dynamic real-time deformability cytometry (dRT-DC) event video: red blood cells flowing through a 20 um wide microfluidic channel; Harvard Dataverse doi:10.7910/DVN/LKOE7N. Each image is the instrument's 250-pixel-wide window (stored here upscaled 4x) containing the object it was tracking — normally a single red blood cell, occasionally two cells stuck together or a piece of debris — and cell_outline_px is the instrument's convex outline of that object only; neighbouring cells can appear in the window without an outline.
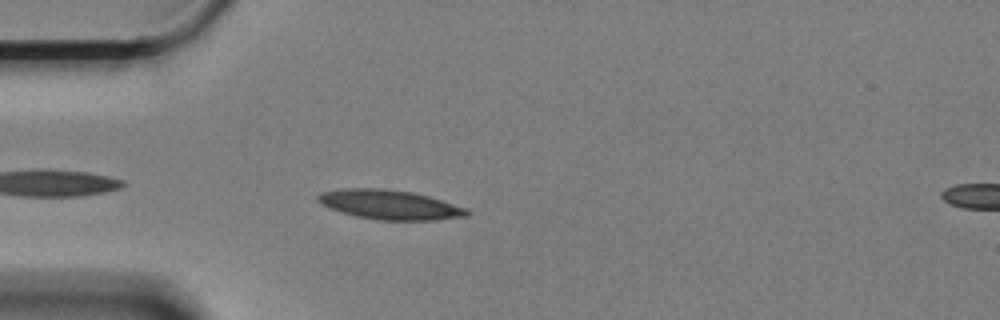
{"species": "Egyptian fruit bat (a non-hibernating species)", "species_latin": "Rousettus aegyptiacus", "temperature_condition": "cold", "stored_images_in_passage": 48, "camera_frame_rate_fps": 3000, "um_per_image_px": 0.085, "animal": {"sex": "female"}, "frame": {"image": 1, "passage_image": 4, "time_ms": 1.0, "image_size_px": [1000, 320], "cell_outline_px": [[472, 212], [468, 216], [436, 220], [376, 220], [356, 216], [340, 212], [328, 208], [320, 204], [316, 200], [316, 196], [320, 192], [344, 188], [380, 188], [412, 192], [428, 196], [468, 208]], "centroid_in_image_um": [33.11, 17.4], "position_along_channel_um": 51.9, "area_um2": 25.89}}
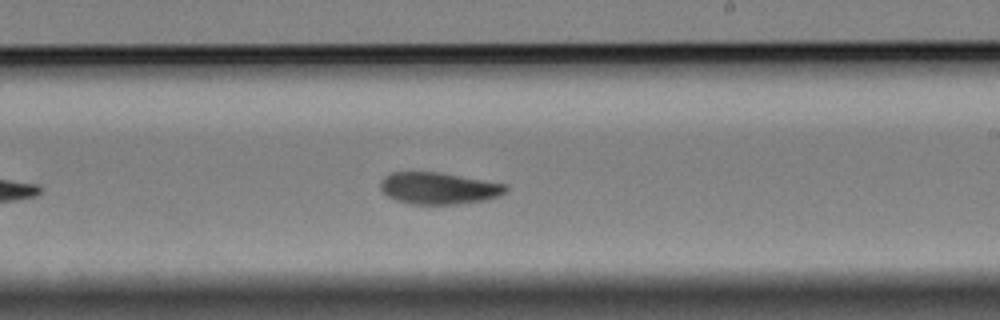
{"frame": {"image": 2, "passage_image": 23, "time_ms": 7.333, "image_size_px": [1000, 320], "cell_outline_px": [[508, 188], [500, 196], [484, 200], [456, 204], [408, 204], [396, 200], [388, 196], [380, 188], [380, 180], [384, 176], [392, 172], [440, 172], [508, 184]], "centroid_in_image_um": [37.29, 15.99], "position_along_channel_um": 251.7, "area_um2": 23.35}}
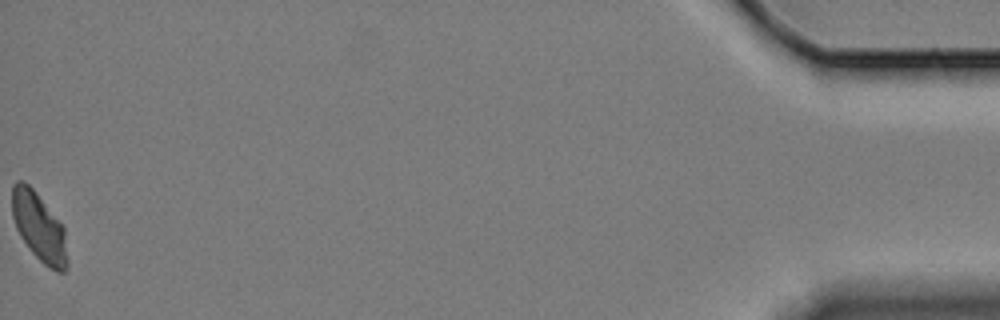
{"frame": {"image": 3, "passage_image": 48, "time_ms": 15.667, "image_size_px": [1000, 320], "cell_outline_px": [[68, 268], [64, 272], [56, 272], [48, 268], [28, 248], [20, 236], [16, 228], [12, 216], [12, 184], [16, 180], [24, 180], [36, 192], [64, 228], [68, 260]], "centroid_in_image_um": [3.31, 19.32], "position_along_channel_um": 431.9, "area_um2": 22.2}, "authors_computed_cell_mechanics": {"area_um2": 23.5535, "velocity_mm_per_s": 3.3007, "shape_relaxation_time_tau1_ms": 6.0835, "shape_relaxation_time_tau2_ms": null, "deformation_change_tau1": 0.1451, "deformation_change_tau2": null}}